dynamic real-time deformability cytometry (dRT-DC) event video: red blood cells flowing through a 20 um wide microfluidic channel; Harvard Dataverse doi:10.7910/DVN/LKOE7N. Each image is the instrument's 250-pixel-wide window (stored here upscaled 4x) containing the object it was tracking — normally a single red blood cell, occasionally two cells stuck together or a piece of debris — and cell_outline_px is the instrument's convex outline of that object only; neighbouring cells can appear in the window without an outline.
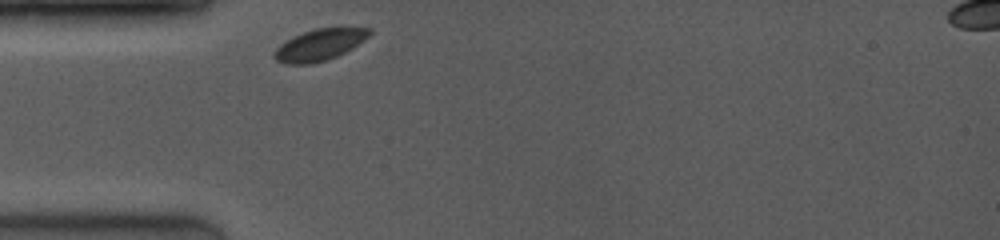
{"species": "common noctule bat (a hibernating species)", "species_latin": "Nyctalus noctula", "temperature_condition": "room temperature", "stored_images_in_passage": 38, "camera_frame_rate_fps": 4000, "um_per_image_px": 0.085, "animal": {"sex": "female", "body_mass_g": 19.0, "forearm_length_mm": 53.3}, "frame": {"image": 1, "passage_image": 1, "time_ms": 0.0, "image_size_px": [1000, 240], "cell_outline_px": [[372, 32], [364, 40], [344, 52], [336, 56], [324, 60], [308, 64], [288, 64], [276, 60], [272, 56], [276, 48], [280, 44], [292, 36], [316, 28], [372, 28]], "centroid_in_image_um": [27.12, 3.8], "position_along_channel_um": 57.9, "area_um2": 17.17}}
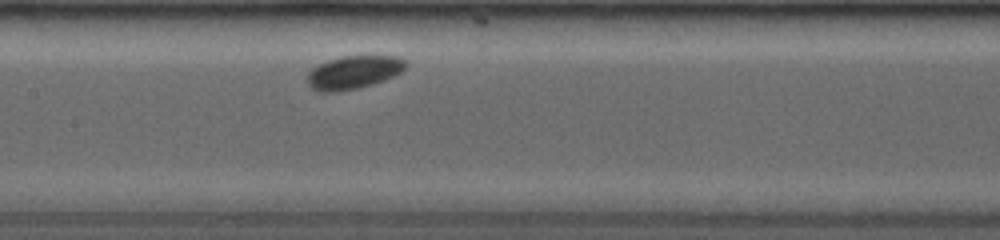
{"frame": {"image": 2, "passage_image": 14, "time_ms": 3.25, "image_size_px": [1000, 240], "cell_outline_px": [[408, 64], [400, 72], [384, 80], [372, 84], [356, 88], [336, 92], [324, 92], [312, 88], [308, 84], [308, 76], [320, 64], [328, 60], [340, 56], [396, 56], [404, 60]], "centroid_in_image_um": [30.09, 6.14], "position_along_channel_um": 177.3, "area_um2": 18.55}}
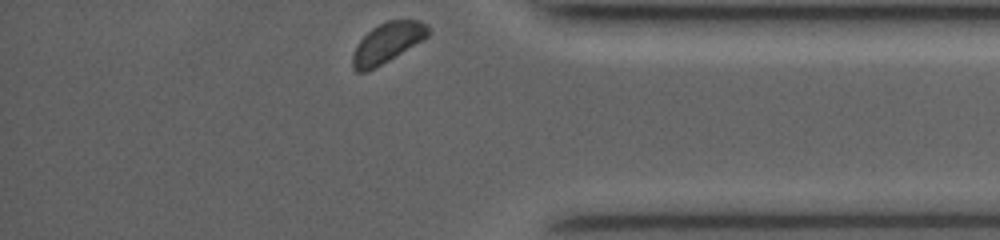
{"frame": {"image": 3, "passage_image": 38, "time_ms": 9.25, "image_size_px": [1000, 240], "cell_outline_px": [[428, 36], [388, 60], [364, 72], [356, 72], [352, 68], [352, 56], [360, 40], [372, 28], [388, 20], [420, 20], [428, 28]], "centroid_in_image_um": [32.89, 3.63], "position_along_channel_um": 402.3, "area_um2": 16.99}}